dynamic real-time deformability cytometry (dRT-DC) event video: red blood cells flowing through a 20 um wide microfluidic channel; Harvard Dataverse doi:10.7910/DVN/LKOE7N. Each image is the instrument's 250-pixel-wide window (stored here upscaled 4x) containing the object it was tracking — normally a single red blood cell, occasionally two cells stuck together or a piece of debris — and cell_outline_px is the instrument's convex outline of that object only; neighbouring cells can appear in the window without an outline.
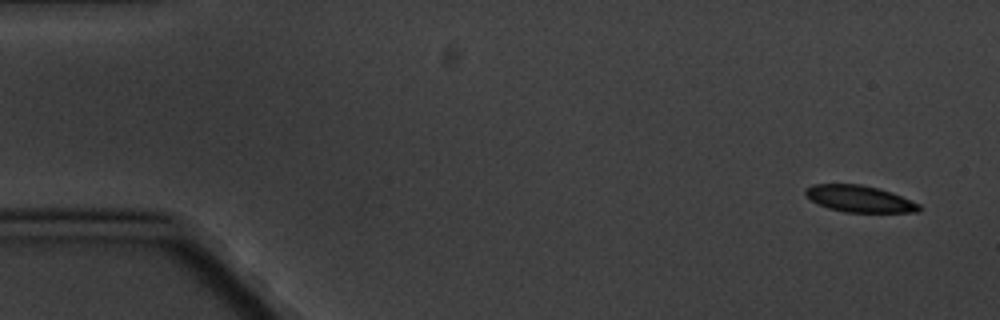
{"species": "common noctule bat (a hibernating species)", "species_latin": "Nyctalus noctula", "temperature_condition": "cold", "stored_images_in_passage": 5, "camera_frame_rate_fps": 3000, "um_per_image_px": 0.085, "animal": {"sex": "male", "body_mass_g": 20.1, "forearm_length_mm": 53.5}, "frame": {"image": 1, "passage_image": 1, "time_ms": 0.0, "image_size_px": [1000, 320], "cell_outline_px": [[920, 212], [844, 212], [828, 208], [812, 200], [804, 192], [804, 188], [812, 184], [860, 184], [880, 188], [892, 192], [920, 204]], "centroid_in_image_um": [73.06, 16.89], "position_along_channel_um": 11.9, "area_um2": 17.63}}
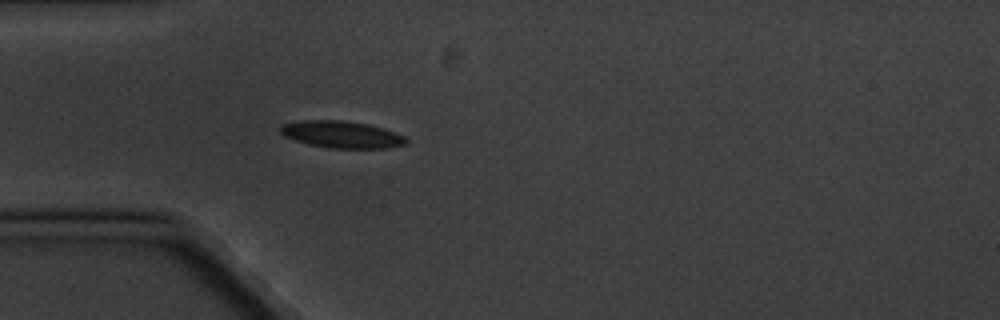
{"frame": {"image": 2, "passage_image": 5, "time_ms": 4.667, "image_size_px": [1000, 320], "cell_outline_px": [[408, 144], [388, 148], [328, 148], [308, 144], [284, 136], [280, 132], [280, 128], [284, 124], [304, 120], [344, 120], [368, 124], [384, 128], [404, 136], [408, 140]], "centroid_in_image_um": [29.08, 11.43], "position_along_channel_um": 55.9, "area_um2": 19.77}}